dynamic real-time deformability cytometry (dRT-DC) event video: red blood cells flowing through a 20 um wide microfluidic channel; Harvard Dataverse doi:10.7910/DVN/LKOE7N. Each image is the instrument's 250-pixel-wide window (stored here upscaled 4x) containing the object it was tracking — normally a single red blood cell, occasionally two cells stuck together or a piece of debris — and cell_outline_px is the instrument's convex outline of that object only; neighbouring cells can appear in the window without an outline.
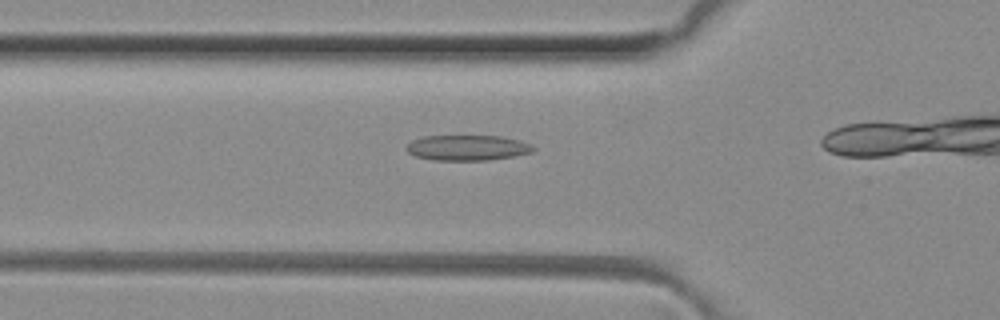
{"species": "common noctule bat (a hibernating species)", "species_latin": "Nyctalus noctula", "temperature_condition": "room temperature", "stored_images_in_passage": 14, "camera_frame_rate_fps": 3000, "um_per_image_px": 0.085, "animal": {"sex": "female", "body_mass_g": 29.2, "forearm_length_mm": 56.3}, "frame": {"image": 1, "passage_image": 12, "time_ms": 3.667, "image_size_px": [1000, 320], "cell_outline_px": [[536, 148], [532, 152], [512, 156], [488, 160], [432, 160], [416, 156], [408, 152], [404, 148], [412, 140], [424, 136], [500, 136], [520, 140], [532, 144]], "centroid_in_image_um": [39.73, 12.55], "position_along_channel_um": 86.1, "area_um2": 18.79}}